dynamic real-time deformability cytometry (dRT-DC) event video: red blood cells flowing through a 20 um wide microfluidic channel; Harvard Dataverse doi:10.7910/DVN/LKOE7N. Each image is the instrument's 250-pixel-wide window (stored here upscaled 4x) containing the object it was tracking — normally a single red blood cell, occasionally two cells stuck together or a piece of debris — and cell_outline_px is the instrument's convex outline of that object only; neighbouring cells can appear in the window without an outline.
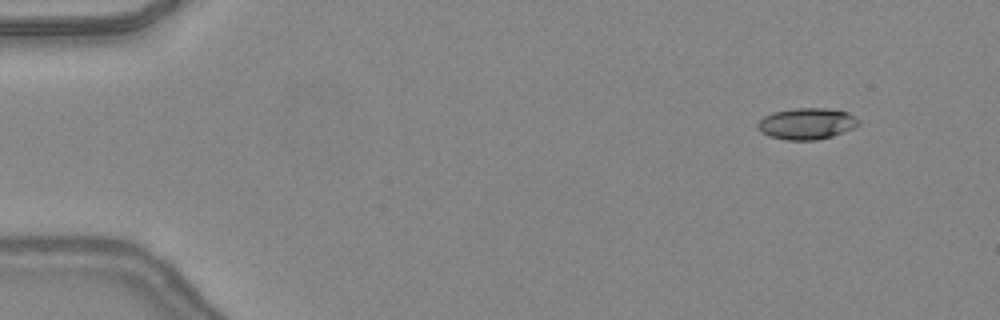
{"species": "common noctule bat (a hibernating species)", "species_latin": "Nyctalus noctula", "temperature_condition": "warm", "stored_images_in_passage": 44, "camera_frame_rate_fps": 3000, "um_per_image_px": 0.085, "animal": {"sex": "female", "body_mass_g": 24.6, "forearm_length_mm": 56.2}, "frame": {"image": 1, "passage_image": 1, "time_ms": 0.0, "image_size_px": [1000, 320], "cell_outline_px": [[860, 124], [844, 132], [832, 136], [816, 140], [788, 140], [768, 136], [760, 132], [756, 124], [764, 116], [772, 112], [792, 108], [824, 108], [848, 112], [860, 120]], "centroid_in_image_um": [68.55, 10.51], "position_along_channel_um": 16.4, "area_um2": 18.55}}
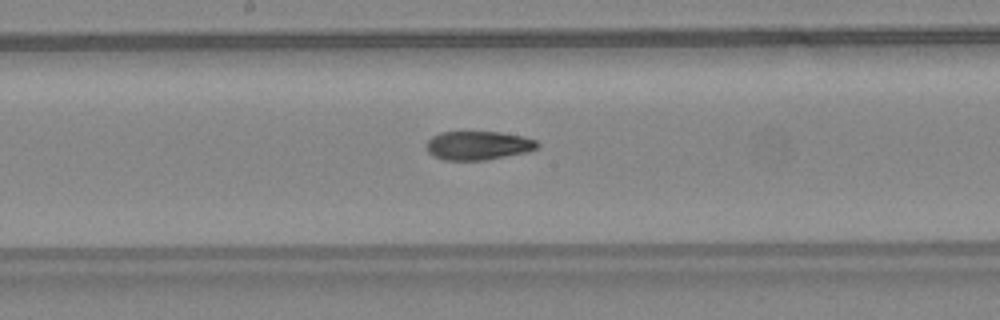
{"frame": {"image": 2, "passage_image": 22, "time_ms": 7.0, "image_size_px": [1000, 320], "cell_outline_px": [[540, 144], [536, 148], [528, 152], [484, 160], [444, 160], [432, 156], [428, 152], [424, 144], [432, 136], [440, 132], [500, 132], [524, 136], [536, 140]], "centroid_in_image_um": [40.62, 12.36], "position_along_channel_um": 207.6, "area_um2": 18.79}}
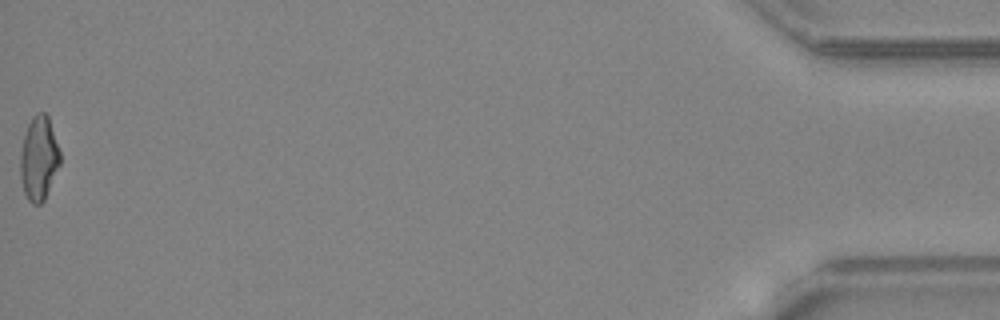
{"frame": {"image": 3, "passage_image": 44, "time_ms": 14.333, "image_size_px": [1000, 320], "cell_outline_px": [[60, 164], [44, 200], [40, 204], [32, 204], [28, 200], [24, 192], [20, 176], [20, 152], [24, 136], [28, 124], [32, 116], [36, 112], [44, 112], [48, 116], [60, 152]], "centroid_in_image_um": [3.29, 13.45], "position_along_channel_um": 431.9, "area_um2": 19.42}, "authors_computed_cell_mechanics": {"area_um2": 18.9584, "velocity_mm_per_s": 4.4116, "shape_relaxation_time_tau1_ms": 7.9516, "shape_relaxation_time_tau2_ms": 2.6572, "deformation_change_tau1": 0.2346, "deformation_change_tau2": 0.1002}}